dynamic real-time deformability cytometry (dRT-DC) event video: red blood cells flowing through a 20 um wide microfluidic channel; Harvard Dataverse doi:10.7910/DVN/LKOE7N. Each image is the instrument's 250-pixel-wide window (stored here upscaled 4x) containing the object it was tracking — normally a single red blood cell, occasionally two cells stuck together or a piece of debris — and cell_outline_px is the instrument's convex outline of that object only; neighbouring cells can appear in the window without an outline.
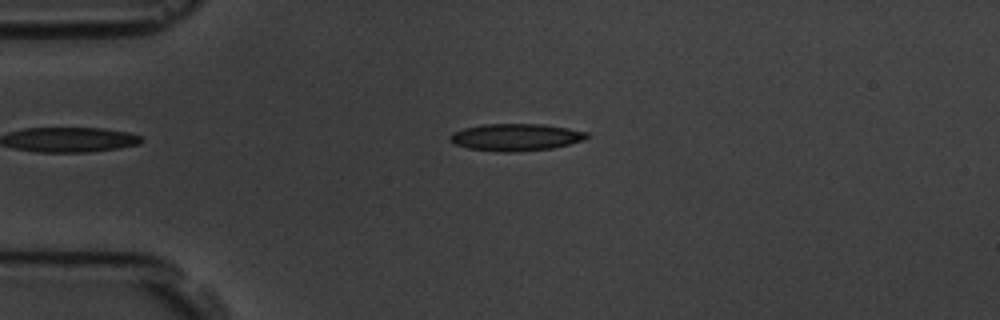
{"species": "common noctule bat (a hibernating species)", "species_latin": "Nyctalus noctula", "temperature_condition": "room temperature", "stored_images_in_passage": 2, "camera_frame_rate_fps": 3000, "um_per_image_px": 0.085, "animal": {"sex": "male", "body_mass_g": 19.5, "forearm_length_mm": 54.6}, "frame": {"image": 1, "passage_image": 1, "time_ms": 0.0, "image_size_px": [1000, 320], "cell_outline_px": [[588, 136], [584, 140], [552, 148], [516, 152], [500, 152], [468, 148], [456, 144], [448, 140], [448, 136], [452, 132], [464, 128], [484, 124], [544, 124], [568, 128], [588, 132]], "centroid_in_image_um": [43.82, 11.66], "position_along_channel_um": 41.2, "area_um2": 21.68}}